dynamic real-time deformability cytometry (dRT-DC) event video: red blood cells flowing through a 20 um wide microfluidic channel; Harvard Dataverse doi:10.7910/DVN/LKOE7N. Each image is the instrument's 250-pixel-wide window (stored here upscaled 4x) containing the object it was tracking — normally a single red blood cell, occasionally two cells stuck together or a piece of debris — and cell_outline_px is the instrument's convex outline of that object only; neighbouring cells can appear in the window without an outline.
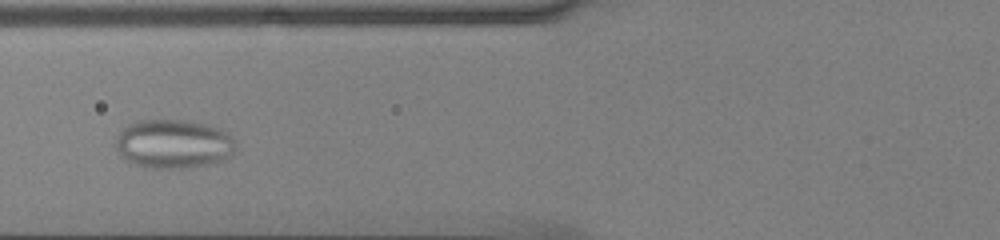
{"species": "common noctule bat (a hibernating species)", "species_latin": "Nyctalus noctula", "temperature_condition": "cold", "stored_images_in_passage": 37, "camera_frame_rate_fps": 3000, "um_per_image_px": 0.085, "animal": {"sex": "male", "body_mass_g": 13.0, "forearm_length_mm": 53.1}, "frame": {"image": 1, "passage_image": 6, "time_ms": 1.667, "image_size_px": [1000, 240], "cell_outline_px": [[236, 148], [232, 156], [224, 160], [208, 164], [184, 168], [148, 168], [132, 164], [116, 148], [116, 136], [128, 124], [136, 120], [188, 120], [208, 124], [220, 128], [228, 132], [232, 136], [236, 144]], "centroid_in_image_um": [14.79, 12.22], "position_along_channel_um": 111.0, "area_um2": 34.56}}
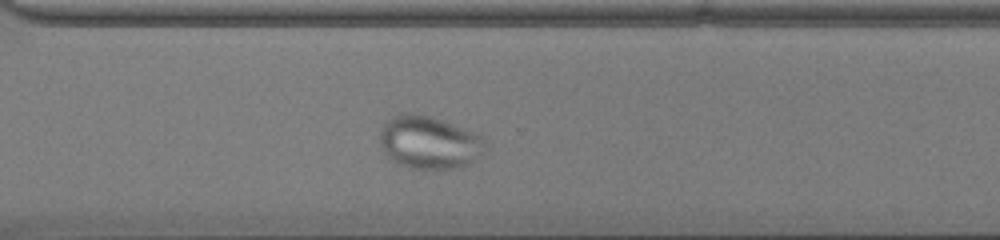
{"frame": {"image": 2, "passage_image": 23, "time_ms": 7.333, "image_size_px": [1000, 240], "cell_outline_px": [[488, 148], [484, 156], [472, 164], [460, 168], [408, 168], [396, 164], [384, 152], [380, 144], [380, 128], [392, 116], [400, 112], [412, 112], [444, 120], [476, 132], [484, 136], [488, 140]], "centroid_in_image_um": [36.57, 12.1], "position_along_channel_um": 334.0, "area_um2": 33.58}}
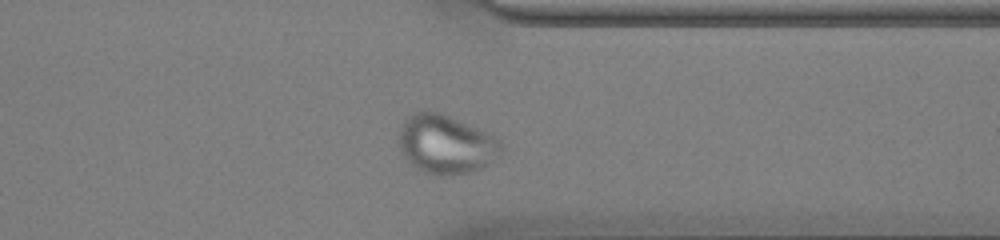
{"frame": {"image": 3, "passage_image": 26, "time_ms": 8.333, "image_size_px": [1000, 240], "cell_outline_px": [[504, 144], [488, 164], [472, 172], [452, 176], [436, 176], [424, 172], [416, 168], [400, 152], [400, 128], [408, 116], [416, 112], [436, 112], [448, 116], [488, 132], [496, 136]], "centroid_in_image_um": [37.9, 12.29], "position_along_channel_um": 373.5, "area_um2": 34.74}}